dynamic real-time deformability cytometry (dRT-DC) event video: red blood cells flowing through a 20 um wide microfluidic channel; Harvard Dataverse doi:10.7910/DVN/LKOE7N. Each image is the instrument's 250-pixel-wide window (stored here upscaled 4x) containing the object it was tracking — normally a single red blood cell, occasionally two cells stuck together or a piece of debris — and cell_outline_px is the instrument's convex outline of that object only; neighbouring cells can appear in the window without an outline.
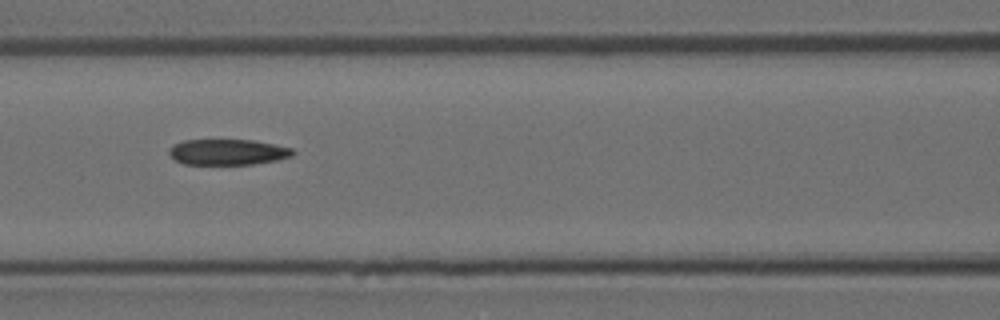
{"species": "Egyptian fruit bat (a non-hibernating species)", "species_latin": "Rousettus aegyptiacus", "temperature_condition": "room temperature", "stored_images_in_passage": 11, "camera_frame_rate_fps": 3000, "um_per_image_px": 0.085, "animal": {"sex": "female"}, "frame": {"image": 1, "passage_image": 8, "time_ms": 2.333, "image_size_px": [1000, 320], "cell_outline_px": [[296, 152], [292, 156], [276, 160], [252, 164], [184, 164], [176, 160], [168, 152], [168, 148], [172, 144], [184, 140], [252, 140], [292, 148]], "centroid_in_image_um": [19.33, 12.92], "position_along_channel_um": 147.3, "area_um2": 18.5}}
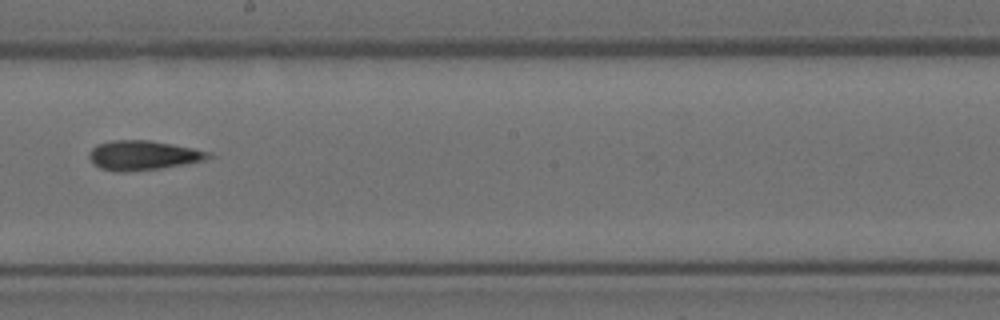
{"frame": {"image": 2, "passage_image": 10, "time_ms": 3.0, "image_size_px": [1000, 320], "cell_outline_px": [[216, 156], [204, 160], [184, 164], [160, 168], [124, 172], [120, 172], [100, 168], [88, 156], [88, 152], [96, 144], [112, 140], [148, 140], [172, 144], [212, 152]], "centroid_in_image_um": [12.18, 13.19], "position_along_channel_um": 236.0, "area_um2": 20.46}}
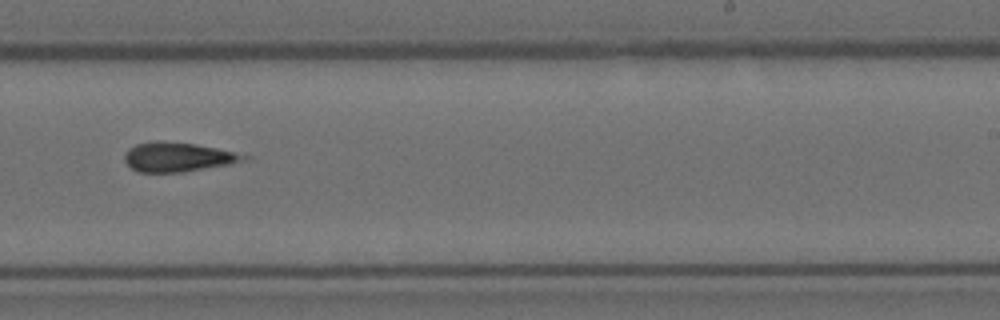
{"frame": {"image": 3, "passage_image": 11, "time_ms": 3.333, "image_size_px": [1000, 320], "cell_outline_px": [[252, 156], [248, 160], [228, 164], [184, 172], [136, 172], [124, 160], [124, 152], [128, 148], [136, 144], [156, 140], [160, 140], [196, 144], [216, 148]], "centroid_in_image_um": [15.1, 13.34], "position_along_channel_um": 273.9, "area_um2": 20.52}}